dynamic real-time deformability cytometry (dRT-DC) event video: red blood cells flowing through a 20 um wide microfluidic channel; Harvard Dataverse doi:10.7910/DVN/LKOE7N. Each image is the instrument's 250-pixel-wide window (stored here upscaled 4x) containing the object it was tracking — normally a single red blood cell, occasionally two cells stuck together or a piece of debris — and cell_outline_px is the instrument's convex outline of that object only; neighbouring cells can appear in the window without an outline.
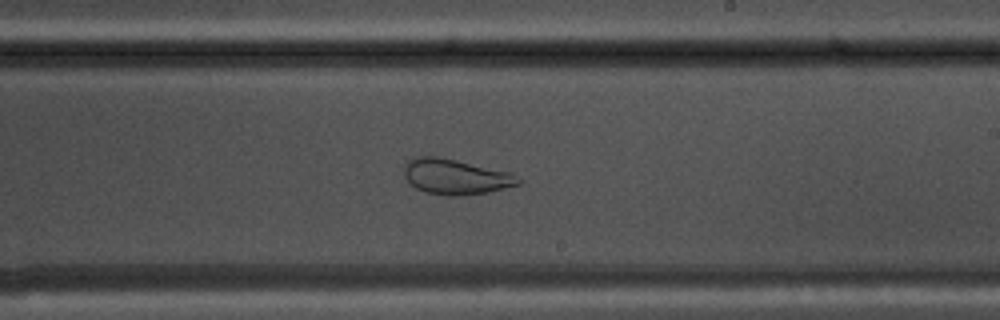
{"species": "common noctule bat (a hibernating species)", "species_latin": "Nyctalus noctula", "temperature_condition": "warm", "stored_images_in_passage": 34, "camera_frame_rate_fps": 3000, "um_per_image_px": 0.085, "animal": {"sex": "male", "body_mass_g": 17.5, "forearm_length_mm": 52.3}, "frame": {"image": 1, "passage_image": 15, "time_ms": 4.667, "image_size_px": [1000, 320], "cell_outline_px": [[524, 180], [520, 184], [488, 192], [460, 196], [448, 196], [428, 192], [416, 188], [404, 176], [404, 164], [408, 160], [416, 156], [436, 156], [512, 172]], "centroid_in_image_um": [38.76, 15.02], "position_along_channel_um": 250.2, "area_um2": 23.58}}